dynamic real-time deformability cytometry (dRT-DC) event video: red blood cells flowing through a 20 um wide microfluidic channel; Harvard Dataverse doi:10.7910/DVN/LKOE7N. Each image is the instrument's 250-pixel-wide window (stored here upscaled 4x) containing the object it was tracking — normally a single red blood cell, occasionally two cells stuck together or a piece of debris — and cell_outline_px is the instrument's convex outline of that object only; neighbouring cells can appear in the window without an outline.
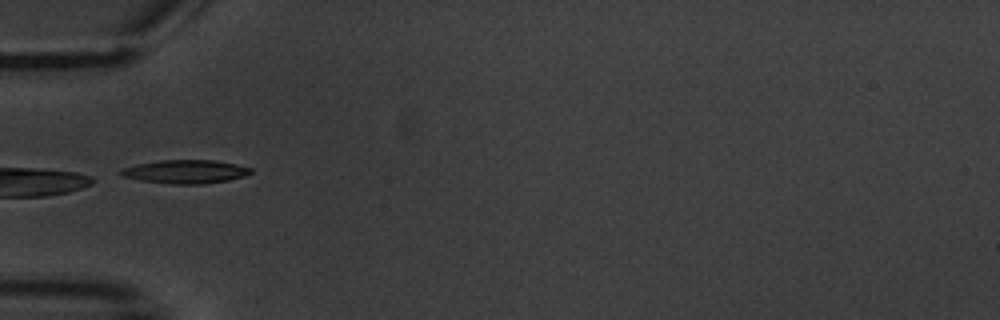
{"species": "common noctule bat (a hibernating species)", "species_latin": "Nyctalus noctula", "temperature_condition": "warm", "stored_images_in_passage": 3, "camera_frame_rate_fps": 3000, "um_per_image_px": 0.085, "animal": {"sex": "male", "body_mass_g": 20.1, "forearm_length_mm": 53.5}, "frame": {"image": 1, "passage_image": 2, "time_ms": 1.0, "image_size_px": [1000, 320], "cell_outline_px": [[252, 172], [244, 176], [228, 180], [204, 184], [172, 184], [140, 180], [124, 176], [116, 172], [124, 168], [136, 164], [160, 160], [216, 160], [236, 164], [252, 168]], "centroid_in_image_um": [15.77, 14.58], "position_along_channel_um": 69.2, "area_um2": 17.8}}